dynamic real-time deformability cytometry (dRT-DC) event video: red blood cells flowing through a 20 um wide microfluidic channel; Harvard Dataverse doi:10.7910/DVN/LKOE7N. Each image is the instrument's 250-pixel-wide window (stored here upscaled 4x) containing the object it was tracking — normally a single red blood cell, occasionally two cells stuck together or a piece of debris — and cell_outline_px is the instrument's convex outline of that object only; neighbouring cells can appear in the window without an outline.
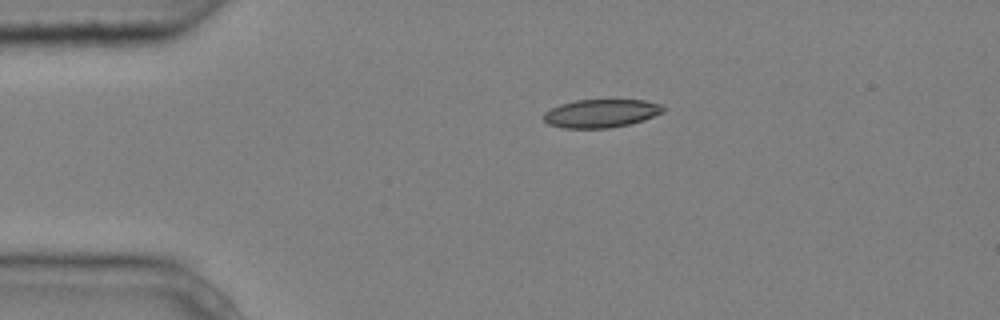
{"species": "common noctule bat (a hibernating species)", "species_latin": "Nyctalus noctula", "temperature_condition": "cold", "stored_images_in_passage": 2, "camera_frame_rate_fps": 3000, "um_per_image_px": 0.085, "animal": {"sex": "male", "body_mass_g": 20.4}, "frame": {"image": 1, "passage_image": 1, "time_ms": 0.0, "image_size_px": [1000, 320], "cell_outline_px": [[664, 112], [644, 120], [628, 124], [608, 128], [564, 128], [548, 124], [544, 120], [544, 112], [560, 104], [576, 100], [644, 100], [664, 104]], "centroid_in_image_um": [51.12, 9.63], "position_along_channel_um": 33.9, "area_um2": 19.71}}